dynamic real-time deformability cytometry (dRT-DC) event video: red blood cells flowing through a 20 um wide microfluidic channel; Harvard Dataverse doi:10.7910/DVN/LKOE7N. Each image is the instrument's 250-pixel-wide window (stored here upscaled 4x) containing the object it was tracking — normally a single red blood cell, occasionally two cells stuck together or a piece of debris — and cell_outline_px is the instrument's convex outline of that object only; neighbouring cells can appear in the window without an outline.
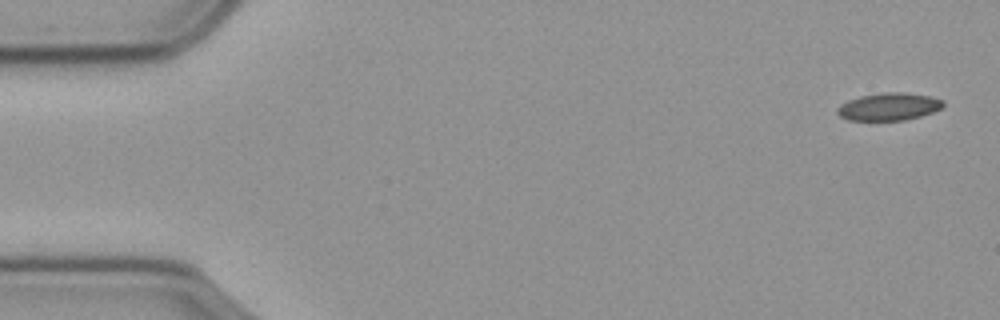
{"species": "common noctule bat (a hibernating species)", "species_latin": "Nyctalus noctula", "temperature_condition": "cold", "stored_images_in_passage": 56, "camera_frame_rate_fps": 3000, "um_per_image_px": 0.085, "animal": {"sex": "male", "body_mass_g": 23.1, "forearm_length_mm": 52.7}, "frame": {"image": 1, "passage_image": 1, "time_ms": 0.0, "image_size_px": [1000, 320], "cell_outline_px": [[944, 104], [940, 108], [932, 112], [920, 116], [904, 120], [848, 120], [840, 116], [836, 112], [836, 108], [840, 104], [848, 100], [860, 96], [884, 92], [900, 92], [928, 96], [944, 100]], "centroid_in_image_um": [75.51, 9.06], "position_along_channel_um": 9.5, "area_um2": 16.88}}
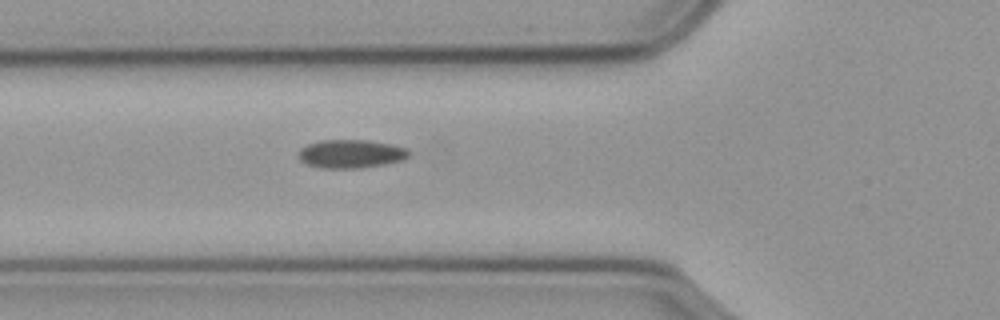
{"frame": {"image": 2, "passage_image": 19, "time_ms": 6.0, "image_size_px": [1000, 320], "cell_outline_px": [[408, 156], [400, 160], [384, 164], [360, 168], [320, 168], [308, 164], [300, 160], [300, 148], [308, 144], [324, 140], [368, 140], [408, 148]], "centroid_in_image_um": [29.81, 13.07], "position_along_channel_um": 96.0, "area_um2": 17.98}}
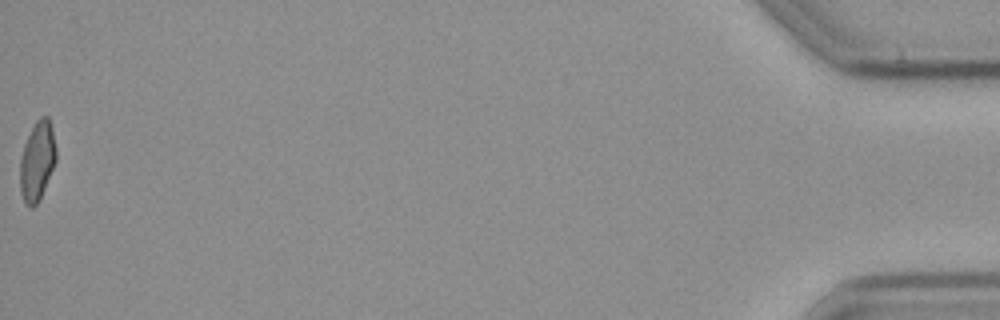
{"frame": {"image": 3, "passage_image": 56, "time_ms": 18.333, "image_size_px": [1000, 320], "cell_outline_px": [[56, 160], [40, 200], [32, 208], [24, 200], [20, 192], [20, 156], [24, 144], [36, 120], [40, 116], [48, 116], [52, 128], [56, 148]], "centroid_in_image_um": [3.16, 13.67], "position_along_channel_um": 432.0, "area_um2": 16.65}, "authors_computed_cell_mechanics": {"area_um2": 17.2244, "velocity_mm_per_s": 3.5962, "shape_relaxation_time_tau1_ms": null, "shape_relaxation_time_tau2_ms": 4.0538, "deformation_change_tau1": null, "deformation_change_tau2": 0.0629}}